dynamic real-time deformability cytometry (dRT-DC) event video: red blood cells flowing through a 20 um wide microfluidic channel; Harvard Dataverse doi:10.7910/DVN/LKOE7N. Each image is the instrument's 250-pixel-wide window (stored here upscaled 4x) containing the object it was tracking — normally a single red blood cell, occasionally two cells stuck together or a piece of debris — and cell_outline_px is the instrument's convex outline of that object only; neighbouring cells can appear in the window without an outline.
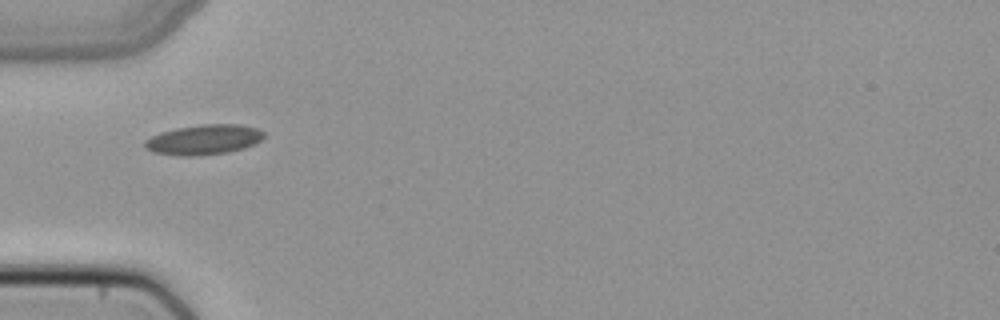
{"species": "common noctule bat (a hibernating species)", "species_latin": "Nyctalus noctula", "temperature_condition": "cold", "stored_images_in_passage": 30, "camera_frame_rate_fps": 3000, "um_per_image_px": 0.085, "animal": {"sex": "female", "body_mass_g": 22.7, "forearm_length_mm": 54.2}, "frame": {"image": 1, "passage_image": 1, "time_ms": 0.0, "image_size_px": [1000, 320], "cell_outline_px": [[264, 136], [256, 144], [244, 148], [228, 152], [200, 156], [176, 156], [152, 152], [144, 148], [144, 140], [160, 132], [176, 128], [204, 124], [240, 124], [256, 128], [264, 132]], "centroid_in_image_um": [17.3, 11.88], "position_along_channel_um": 67.7, "area_um2": 21.1}}
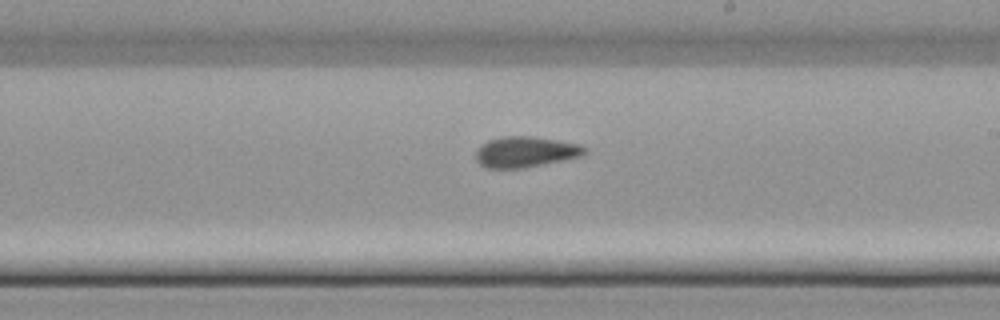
{"frame": {"image": 2, "passage_image": 14, "time_ms": 4.333, "image_size_px": [1000, 320], "cell_outline_px": [[588, 152], [580, 156], [524, 168], [484, 168], [476, 160], [476, 152], [488, 140], [500, 136], [532, 136], [580, 144], [588, 148]], "centroid_in_image_um": [44.68, 12.91], "position_along_channel_um": 244.3, "area_um2": 19.42}}
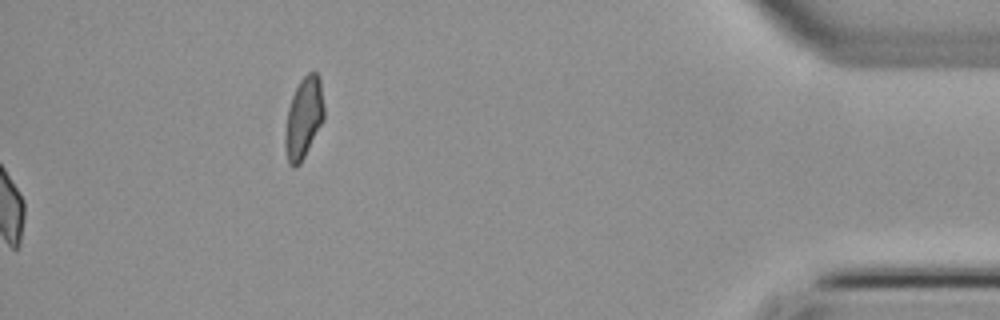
{"frame": {"image": 3, "passage_image": 30, "time_ms": 9.667, "image_size_px": [1000, 320], "cell_outline_px": [[324, 120], [300, 164], [296, 168], [292, 168], [288, 164], [284, 144], [284, 136], [288, 108], [292, 96], [300, 80], [308, 72], [316, 72], [320, 80], [324, 108]], "centroid_in_image_um": [25.8, 10.06], "position_along_channel_um": 409.4, "area_um2": 18.5}}